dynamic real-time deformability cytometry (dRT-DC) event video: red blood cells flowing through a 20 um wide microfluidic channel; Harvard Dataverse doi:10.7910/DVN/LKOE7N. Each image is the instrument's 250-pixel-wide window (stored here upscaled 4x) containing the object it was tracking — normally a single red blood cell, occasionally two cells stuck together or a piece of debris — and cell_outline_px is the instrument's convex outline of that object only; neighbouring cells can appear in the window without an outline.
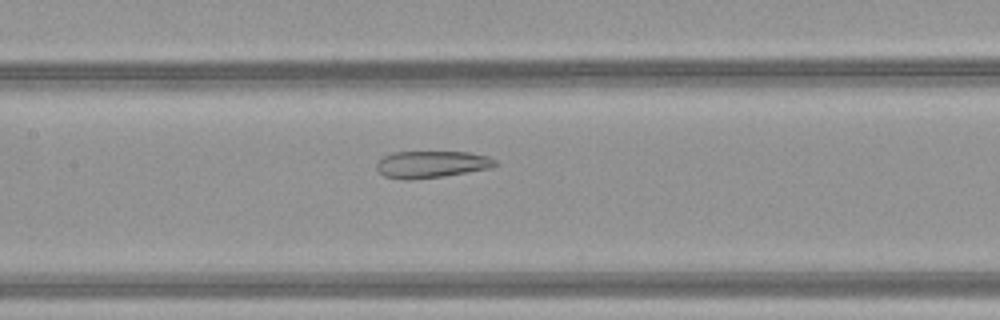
{"species": "common noctule bat (a hibernating species)", "species_latin": "Nyctalus noctula", "temperature_condition": "warm", "stored_images_in_passage": 41, "camera_frame_rate_fps": 3000, "um_per_image_px": 0.085, "animal": {"sex": "female", "body_mass_g": 21.9}, "frame": {"image": 1, "passage_image": 16, "time_ms": 5.0, "image_size_px": [1000, 320], "cell_outline_px": [[500, 164], [492, 168], [444, 176], [408, 180], [404, 180], [384, 176], [376, 168], [376, 164], [384, 156], [392, 152], [468, 152], [488, 156], [496, 160]], "centroid_in_image_um": [36.72, 13.97], "position_along_channel_um": 170.7, "area_um2": 18.73}}
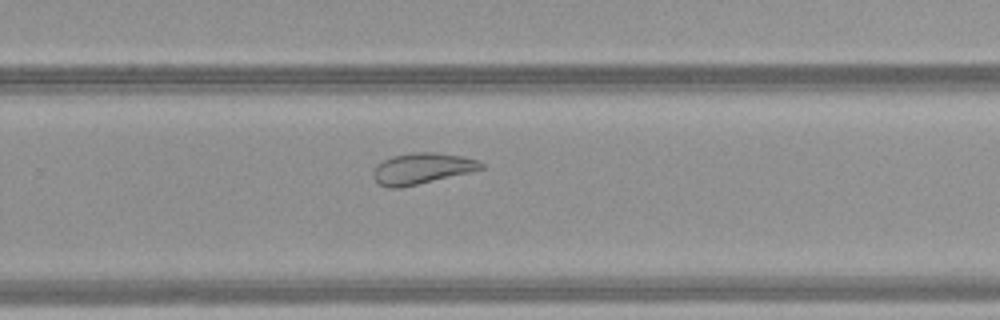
{"frame": {"image": 2, "passage_image": 25, "time_ms": 8.0, "image_size_px": [1000, 320], "cell_outline_px": [[484, 168], [472, 172], [400, 188], [388, 188], [376, 184], [372, 176], [372, 172], [376, 164], [392, 156], [412, 152], [436, 152], [460, 156], [476, 160], [484, 164]], "centroid_in_image_um": [35.81, 14.33], "position_along_channel_um": 294.0, "area_um2": 19.71}}
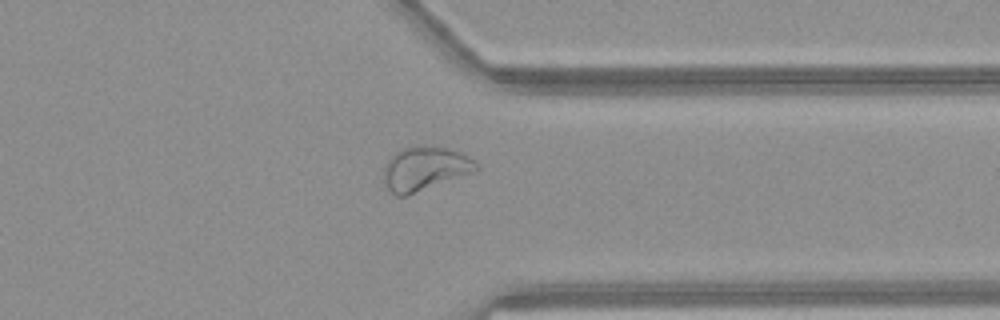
{"frame": {"image": 3, "passage_image": 31, "time_ms": 10.0, "image_size_px": [1000, 320], "cell_outline_px": [[480, 168], [476, 172], [408, 196], [396, 196], [384, 188], [384, 164], [400, 148], [444, 148], [468, 156], [480, 164]], "centroid_in_image_um": [36.11, 14.41], "position_along_channel_um": 375.3, "area_um2": 23.64}, "authors_computed_cell_mechanics": {"area_um2": 23.6402, "velocity_mm_per_s": 4.1258, "shape_relaxation_time_tau1_ms": null, "shape_relaxation_time_tau2_ms": 1.5122, "deformation_change_tau1": null, "deformation_change_tau2": 0.0909}}